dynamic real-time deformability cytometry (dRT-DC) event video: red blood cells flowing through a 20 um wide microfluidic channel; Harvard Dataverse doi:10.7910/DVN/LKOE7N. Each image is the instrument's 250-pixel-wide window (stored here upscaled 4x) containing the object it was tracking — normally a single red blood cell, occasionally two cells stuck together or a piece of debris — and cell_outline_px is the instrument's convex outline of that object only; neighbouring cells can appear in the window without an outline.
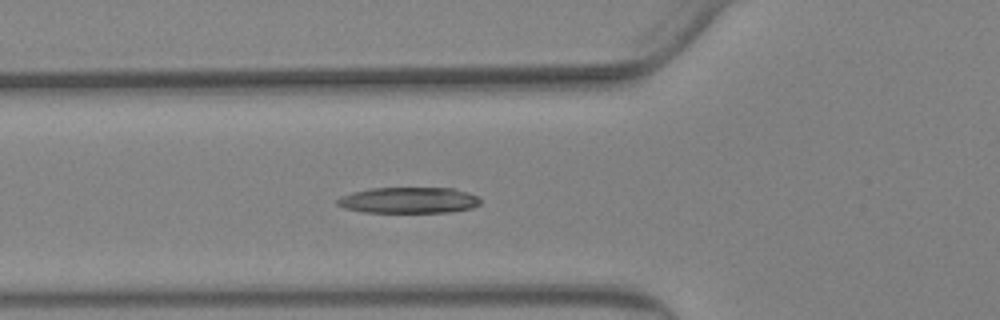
{"species": "Egyptian fruit bat (a non-hibernating species)", "species_latin": "Rousettus aegyptiacus", "temperature_condition": "warm", "stored_images_in_passage": 56, "camera_frame_rate_fps": 3000, "um_per_image_px": 0.085, "animal": {"sex": "female"}, "frame": {"image": 1, "passage_image": 21, "time_ms": 6.667, "image_size_px": [1000, 320], "cell_outline_px": [[480, 204], [472, 208], [452, 212], [364, 212], [344, 208], [336, 204], [336, 200], [340, 196], [352, 192], [368, 188], [452, 188], [480, 196]], "centroid_in_image_um": [34.73, 17.02], "position_along_channel_um": 91.1, "area_um2": 21.85}}
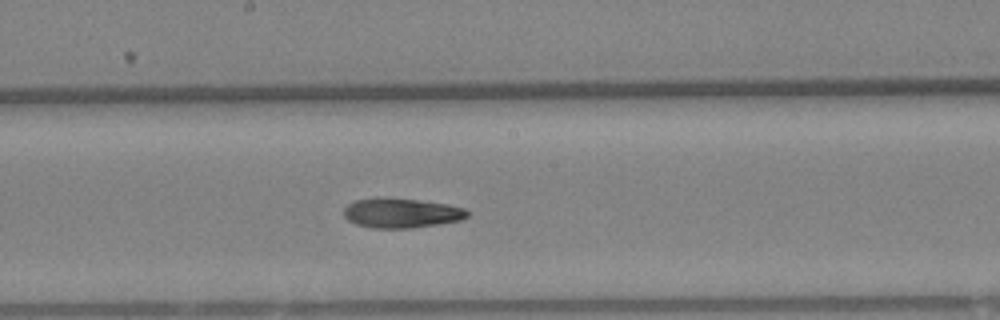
{"frame": {"image": 2, "passage_image": 31, "time_ms": 10.0, "image_size_px": [1000, 320], "cell_outline_px": [[468, 216], [460, 220], [440, 224], [412, 228], [372, 228], [356, 224], [348, 220], [344, 216], [344, 208], [348, 204], [356, 200], [376, 196], [388, 196], [448, 204], [464, 208], [468, 212]], "centroid_in_image_um": [34.09, 18.09], "position_along_channel_um": 214.1, "area_um2": 21.73}}
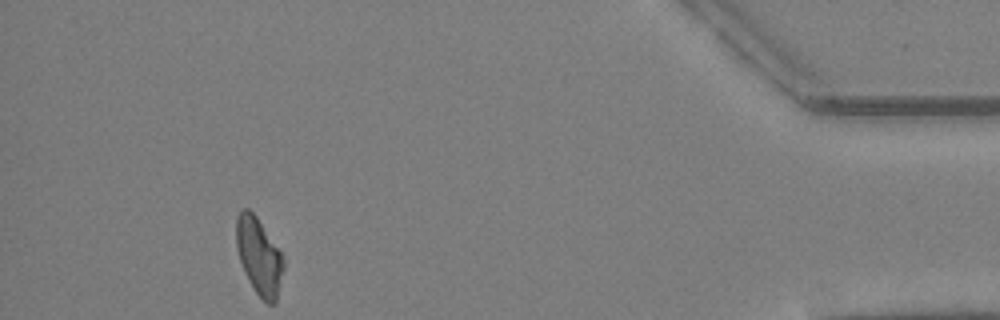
{"frame": {"image": 3, "passage_image": 52, "time_ms": 17.0, "image_size_px": [1000, 320], "cell_outline_px": [[284, 268], [276, 304], [268, 304], [256, 292], [248, 280], [244, 272], [240, 260], [236, 244], [236, 216], [244, 208], [248, 208], [256, 216], [280, 252], [284, 260]], "centroid_in_image_um": [22.01, 21.8], "position_along_channel_um": 413.2, "area_um2": 20.92}, "authors_computed_cell_mechanics": {"area_um2": 21.7617, "velocity_mm_per_s": 3.7037, "shape_relaxation_time_tau1_ms": 9.2757, "shape_relaxation_time_tau2_ms": 7.2208, "deformation_change_tau1": 0.2179, "deformation_change_tau2": 0.1819}}